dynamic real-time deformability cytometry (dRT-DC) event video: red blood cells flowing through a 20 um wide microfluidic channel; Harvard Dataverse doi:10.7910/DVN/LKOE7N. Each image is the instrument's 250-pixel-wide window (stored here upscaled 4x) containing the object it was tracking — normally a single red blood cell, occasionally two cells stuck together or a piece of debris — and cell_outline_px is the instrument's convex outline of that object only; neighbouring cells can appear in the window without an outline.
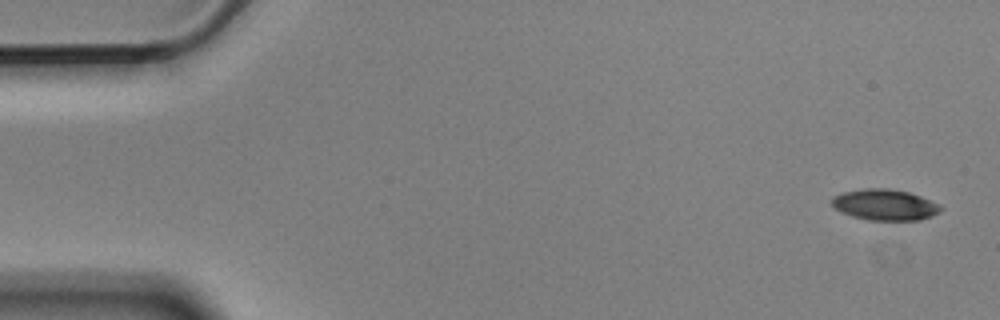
{"species": "Egyptian fruit bat (a non-hibernating species)", "species_latin": "Rousettus aegyptiacus", "temperature_condition": "cold", "stored_images_in_passage": 6, "camera_frame_rate_fps": 3000, "um_per_image_px": 0.085, "animal": {"sex": "male"}, "frame": {"image": 1, "passage_image": 1, "time_ms": 0.0, "image_size_px": [1000, 320], "cell_outline_px": [[944, 208], [940, 212], [932, 216], [920, 220], [868, 220], [852, 216], [840, 212], [832, 204], [832, 196], [844, 192], [864, 188], [888, 188], [908, 192], [920, 196], [940, 204]], "centroid_in_image_um": [75.23, 17.41], "position_along_channel_um": 9.8, "area_um2": 19.77}}
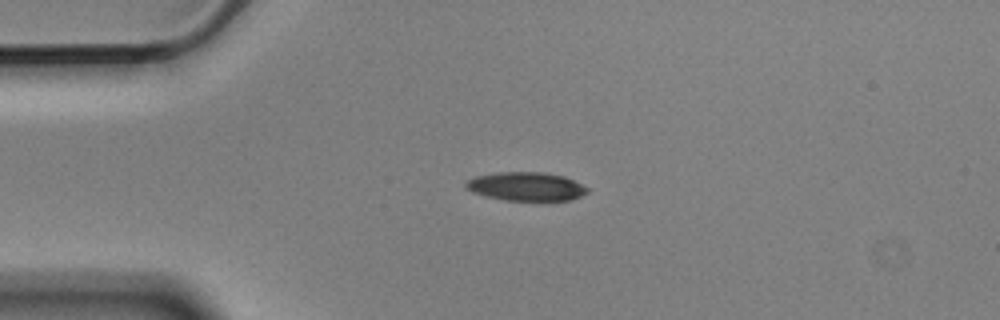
{"frame": {"image": 2, "passage_image": 4, "time_ms": 1.0, "image_size_px": [1000, 320], "cell_outline_px": [[588, 192], [572, 200], [504, 200], [472, 192], [464, 188], [464, 184], [468, 180], [476, 176], [496, 172], [544, 172], [564, 176], [588, 188]], "centroid_in_image_um": [44.69, 15.84], "position_along_channel_um": 40.3, "area_um2": 20.17}}
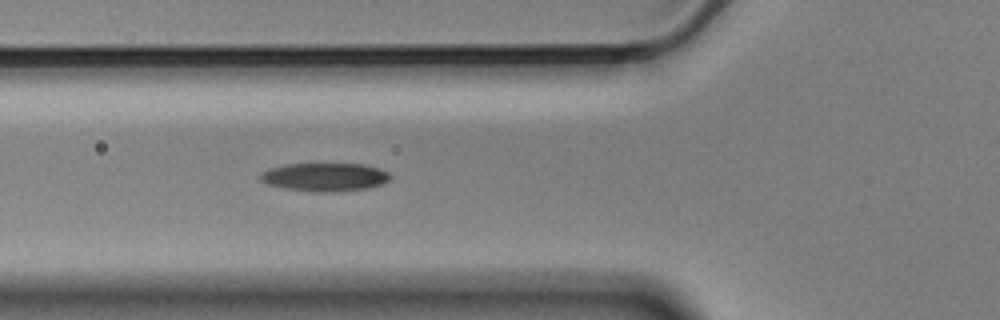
{"frame": {"image": 3, "passage_image": 6, "time_ms": 1.667, "image_size_px": [1000, 320], "cell_outline_px": [[392, 176], [388, 180], [380, 184], [368, 188], [284, 188], [268, 184], [260, 180], [260, 176], [268, 168], [284, 164], [364, 164], [380, 168], [388, 172]], "centroid_in_image_um": [27.61, 14.96], "position_along_channel_um": 98.2, "area_um2": 19.94}}